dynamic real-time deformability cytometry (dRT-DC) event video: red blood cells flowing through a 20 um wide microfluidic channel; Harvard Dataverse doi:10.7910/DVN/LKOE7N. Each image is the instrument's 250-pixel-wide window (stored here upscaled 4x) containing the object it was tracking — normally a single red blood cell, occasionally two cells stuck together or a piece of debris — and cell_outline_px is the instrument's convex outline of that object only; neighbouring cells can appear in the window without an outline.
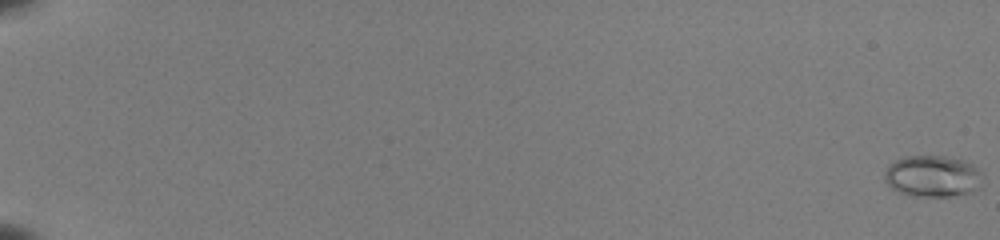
{"species": "common noctule bat (a hibernating species)", "species_latin": "Nyctalus noctula", "temperature_condition": "room temperature", "stored_images_in_passage": 55, "camera_frame_rate_fps": 3000, "um_per_image_px": 0.085, "animal": {"sex": "female", "body_mass_g": 22.0, "forearm_length_mm": 56.7}, "frame": {"image": 1, "passage_image": 1, "time_ms": 0.0, "image_size_px": [1000, 240], "cell_outline_px": [[984, 172], [976, 188], [968, 192], [952, 196], [908, 196], [892, 188], [884, 180], [884, 172], [896, 160], [908, 156], [944, 156], [964, 160], [972, 164]], "centroid_in_image_um": [79.27, 14.97], "position_along_channel_um": 5.7, "area_um2": 23.52}}
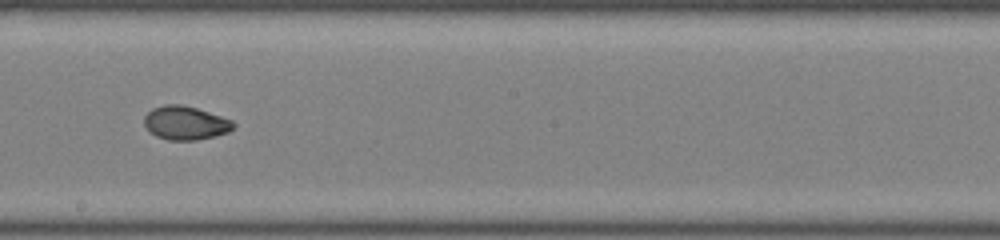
{"frame": {"image": 2, "passage_image": 35, "time_ms": 11.333, "image_size_px": [1000, 240], "cell_outline_px": [[236, 124], [228, 132], [216, 136], [196, 140], [168, 140], [156, 136], [148, 132], [144, 124], [144, 116], [152, 108], [164, 104], [180, 104], [196, 108], [232, 120]], "centroid_in_image_um": [15.73, 10.45], "position_along_channel_um": 232.5, "area_um2": 17.57}}
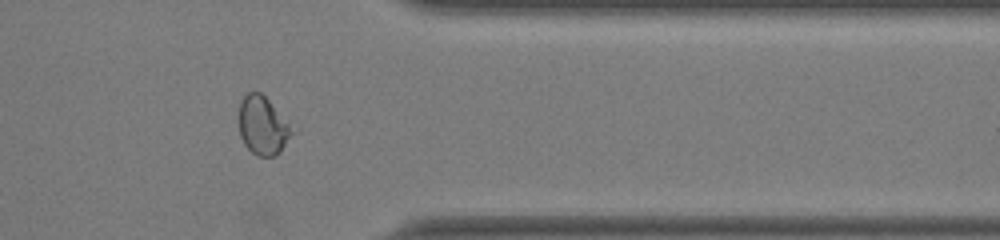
{"frame": {"image": 3, "passage_image": 47, "time_ms": 15.333, "image_size_px": [1000, 240], "cell_outline_px": [[292, 132], [280, 152], [276, 156], [256, 156], [244, 144], [240, 136], [240, 100], [248, 92], [260, 92], [268, 100], [288, 124]], "centroid_in_image_um": [22.29, 10.7], "position_along_channel_um": 389.1, "area_um2": 17.4}, "authors_computed_cell_mechanics": {"area_um2": 18.496, "velocity_mm_per_s": 4.0132, "shape_relaxation_time_tau1_ms": 6.5855, "shape_relaxation_time_tau2_ms": 1.2195, "deformation_change_tau1": 0.2052, "deformation_change_tau2": 0.0417}}